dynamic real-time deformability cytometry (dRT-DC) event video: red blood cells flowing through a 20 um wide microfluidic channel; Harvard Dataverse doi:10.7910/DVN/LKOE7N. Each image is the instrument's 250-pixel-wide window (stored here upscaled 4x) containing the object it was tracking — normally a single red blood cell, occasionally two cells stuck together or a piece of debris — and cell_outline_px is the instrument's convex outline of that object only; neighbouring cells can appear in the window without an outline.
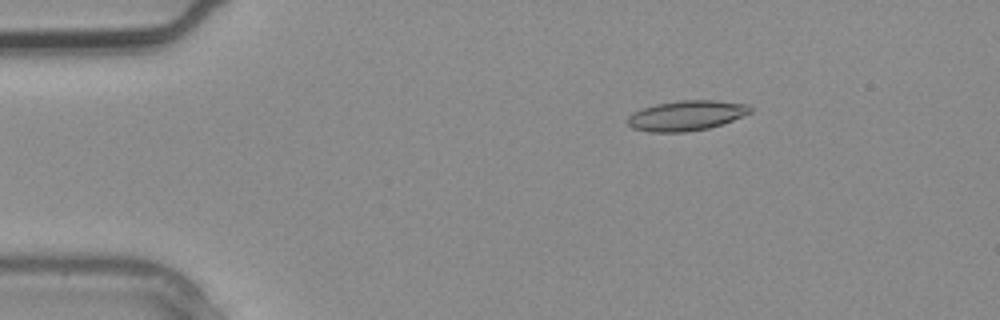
{"species": "common noctule bat (a hibernating species)", "species_latin": "Nyctalus noctula", "temperature_condition": "warm", "stored_images_in_passage": 3, "camera_frame_rate_fps": 3000, "um_per_image_px": 0.085, "animal": {"sex": "male", "body_mass_g": 20.4}, "frame": {"image": 1, "passage_image": 2, "time_ms": 0.333, "image_size_px": [1000, 320], "cell_outline_px": [[752, 112], [732, 120], [708, 128], [684, 132], [648, 132], [632, 128], [628, 124], [628, 116], [632, 112], [656, 104], [680, 100], [716, 100], [748, 104], [752, 108]], "centroid_in_image_um": [58.33, 9.82], "position_along_channel_um": 26.7, "area_um2": 21.44}}